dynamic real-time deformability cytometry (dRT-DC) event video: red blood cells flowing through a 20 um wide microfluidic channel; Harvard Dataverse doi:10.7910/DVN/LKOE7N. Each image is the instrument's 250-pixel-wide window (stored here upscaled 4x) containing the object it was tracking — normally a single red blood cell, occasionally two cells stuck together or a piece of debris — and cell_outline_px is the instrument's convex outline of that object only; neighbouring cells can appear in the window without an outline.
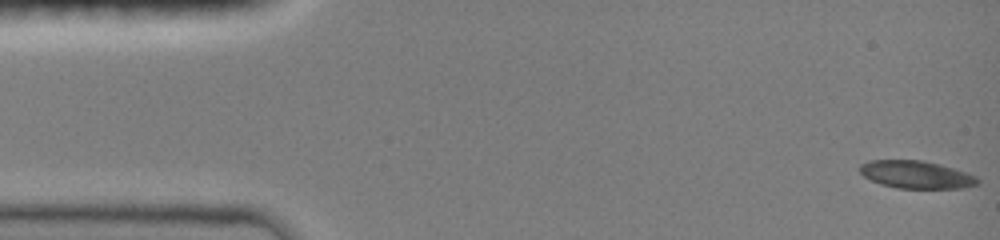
{"species": "common noctule bat (a hibernating species)", "species_latin": "Nyctalus noctula", "temperature_condition": "room temperature", "stored_images_in_passage": 47, "camera_frame_rate_fps": 3000, "um_per_image_px": 0.085, "animal": {"sex": "female", "body_mass_g": 19.0, "forearm_length_mm": 51.5}, "frame": {"image": 1, "passage_image": 1, "time_ms": 0.0, "image_size_px": [1000, 240], "cell_outline_px": [[980, 184], [964, 188], [896, 188], [880, 184], [864, 176], [860, 172], [860, 164], [868, 160], [924, 160], [940, 164], [976, 176], [980, 180]], "centroid_in_image_um": [77.88, 14.84], "position_along_channel_um": 7.1, "area_um2": 19.02}}
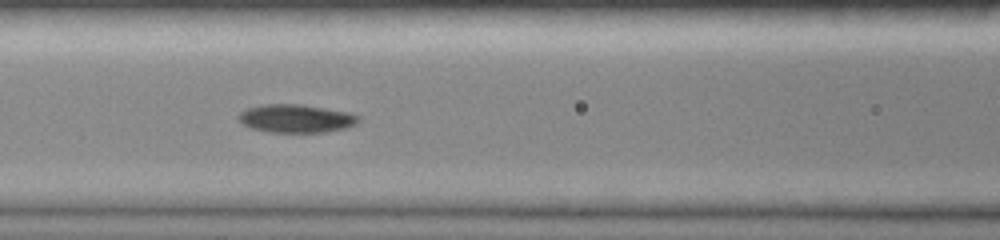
{"frame": {"image": 2, "passage_image": 20, "time_ms": 6.333, "image_size_px": [1000, 240], "cell_outline_px": [[360, 120], [356, 124], [344, 128], [324, 132], [272, 132], [252, 128], [244, 124], [236, 116], [240, 112], [248, 108], [264, 104], [304, 104], [352, 112], [360, 116]], "centroid_in_image_um": [25.22, 10.05], "position_along_channel_um": 141.4, "area_um2": 19.83}}
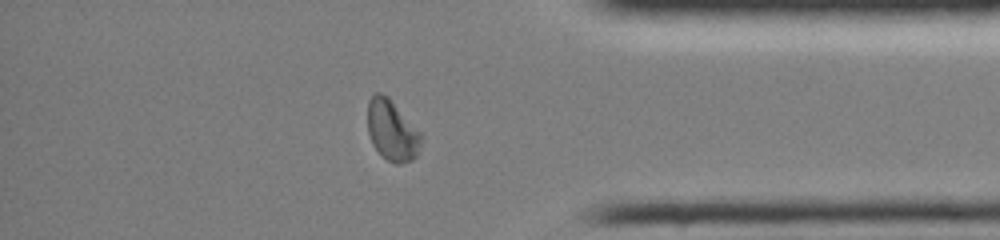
{"frame": {"image": 3, "passage_image": 40, "time_ms": 13.0, "image_size_px": [1000, 240], "cell_outline_px": [[424, 136], [416, 156], [412, 160], [400, 164], [396, 164], [388, 160], [372, 144], [368, 132], [368, 100], [376, 92], [380, 92], [388, 96]], "centroid_in_image_um": [33.33, 11.08], "position_along_channel_um": 401.9, "area_um2": 18.9}, "authors_computed_cell_mechanics": {"area_um2": 19.1318, "velocity_mm_per_s": 4.0367, "shape_relaxation_time_tau1_ms": null, "shape_relaxation_time_tau2_ms": 4.2838, "deformation_change_tau1": null, "deformation_change_tau2": 0.079}}